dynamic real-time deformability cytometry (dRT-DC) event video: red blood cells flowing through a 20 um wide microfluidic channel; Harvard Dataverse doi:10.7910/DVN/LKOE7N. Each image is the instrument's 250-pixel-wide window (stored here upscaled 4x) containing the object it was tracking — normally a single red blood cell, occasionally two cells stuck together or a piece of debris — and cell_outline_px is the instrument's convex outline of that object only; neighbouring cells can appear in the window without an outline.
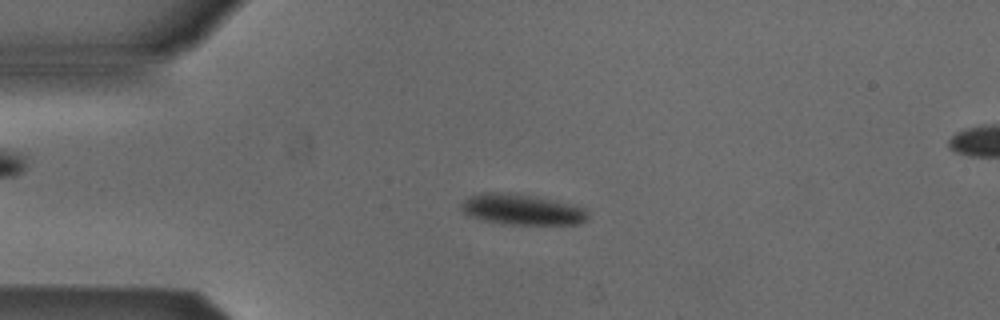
{"species": "Egyptian fruit bat (a non-hibernating species)", "species_latin": "Rousettus aegyptiacus", "temperature_condition": "cold", "stored_images_in_passage": 52, "camera_frame_rate_fps": 3000, "um_per_image_px": 0.085, "animal": {"sex": "male"}, "frame": {"image": 1, "passage_image": 12, "time_ms": 3.667, "image_size_px": [1000, 320], "cell_outline_px": [[588, 220], [580, 224], [500, 224], [480, 220], [468, 216], [460, 208], [460, 204], [468, 196], [480, 192], [508, 192], [532, 196], [584, 208], [588, 216]], "centroid_in_image_um": [44.26, 17.82], "position_along_channel_um": 40.7, "area_um2": 22.66}}
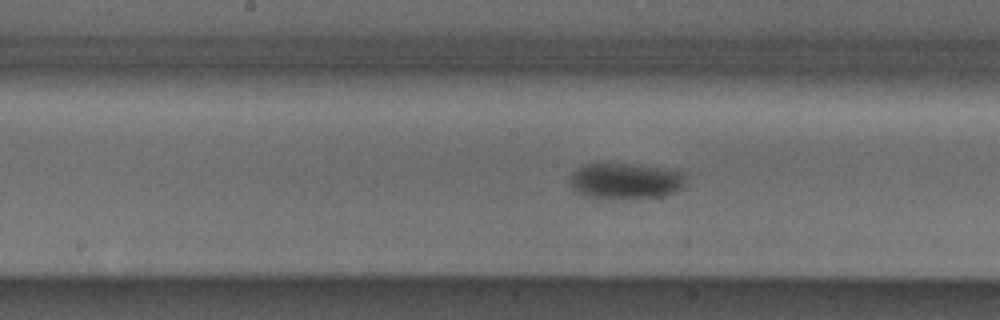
{"frame": {"image": 2, "passage_image": 26, "time_ms": 8.333, "image_size_px": [1000, 320], "cell_outline_px": [[688, 172], [684, 188], [676, 192], [652, 196], [588, 196], [576, 192], [572, 188], [572, 172], [584, 164], [640, 164]], "centroid_in_image_um": [53.27, 15.32], "position_along_channel_um": 194.9, "area_um2": 23.58}}
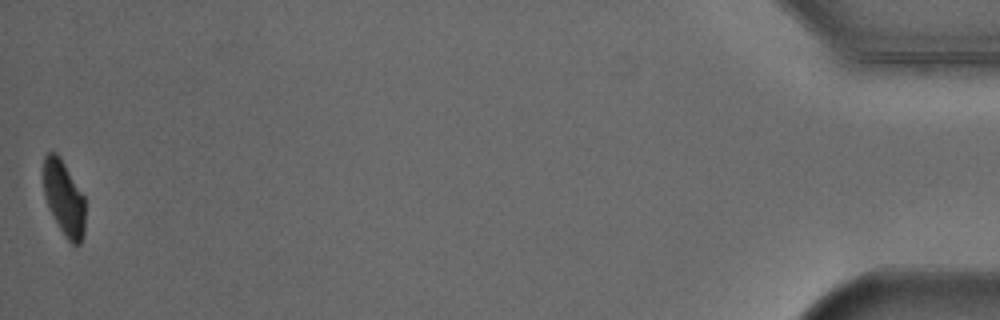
{"frame": {"image": 3, "passage_image": 52, "time_ms": 17.0, "image_size_px": [1000, 320], "cell_outline_px": [[84, 236], [80, 244], [72, 244], [64, 236], [44, 196], [44, 156], [48, 152], [56, 152], [64, 164], [84, 196]], "centroid_in_image_um": [5.45, 16.86], "position_along_channel_um": 429.8, "area_um2": 17.74}, "authors_computed_cell_mechanics": {"area_um2": 21.8484, "velocity_mm_per_s": 3.875, "shape_relaxation_time_tau1_ms": 4.629, "shape_relaxation_time_tau2_ms": null, "deformation_change_tau1": 0.0943, "deformation_change_tau2": null}}